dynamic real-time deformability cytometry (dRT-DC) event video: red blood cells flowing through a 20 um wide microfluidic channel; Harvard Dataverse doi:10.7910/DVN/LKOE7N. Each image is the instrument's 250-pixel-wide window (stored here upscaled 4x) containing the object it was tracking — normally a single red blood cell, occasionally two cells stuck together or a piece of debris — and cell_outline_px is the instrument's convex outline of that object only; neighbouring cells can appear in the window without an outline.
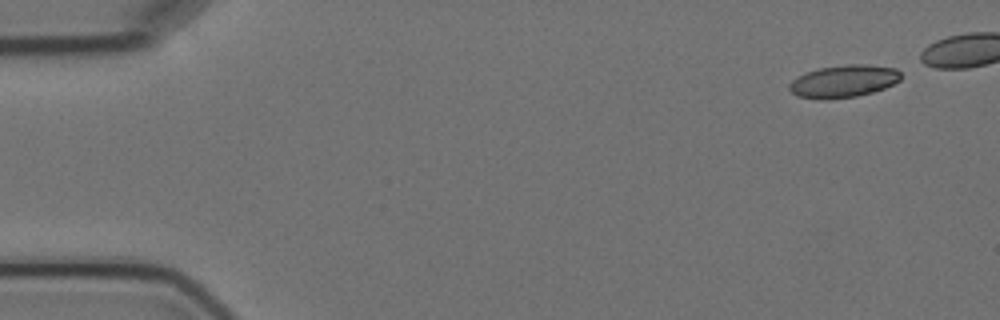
{"species": "Egyptian fruit bat (a non-hibernating species)", "species_latin": "Rousettus aegyptiacus", "temperature_condition": "cold", "stored_images_in_passage": 5, "camera_frame_rate_fps": 3000, "um_per_image_px": 0.085, "animal": {"sex": "female"}, "frame": {"image": 1, "passage_image": 1, "time_ms": 0.0, "image_size_px": [1000, 320], "cell_outline_px": [[900, 80], [884, 88], [872, 92], [856, 96], [828, 100], [820, 100], [796, 96], [788, 88], [788, 84], [792, 80], [808, 72], [820, 68], [848, 64], [868, 64], [896, 68], [900, 72]], "centroid_in_image_um": [71.69, 6.91], "position_along_channel_um": 13.3, "area_um2": 21.1}}
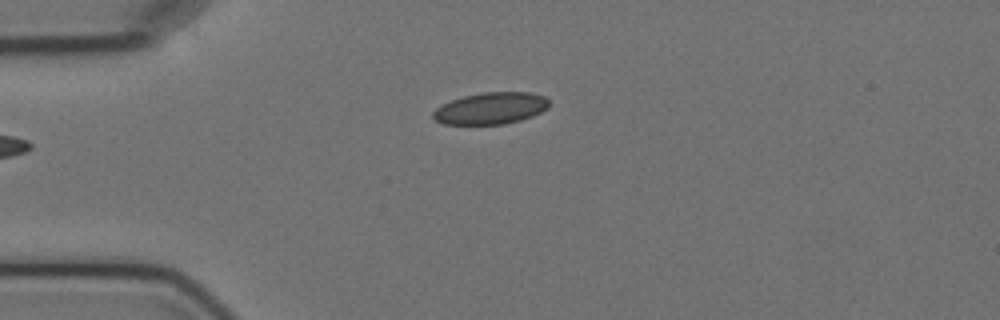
{"frame": {"image": 2, "passage_image": 5, "time_ms": 5.333, "image_size_px": [1000, 320], "cell_outline_px": [[548, 108], [532, 116], [520, 120], [504, 124], [444, 124], [436, 120], [432, 116], [432, 112], [436, 108], [452, 100], [464, 96], [484, 92], [532, 92], [544, 96], [548, 100]], "centroid_in_image_um": [41.72, 9.2], "position_along_channel_um": 43.3, "area_um2": 21.33}}